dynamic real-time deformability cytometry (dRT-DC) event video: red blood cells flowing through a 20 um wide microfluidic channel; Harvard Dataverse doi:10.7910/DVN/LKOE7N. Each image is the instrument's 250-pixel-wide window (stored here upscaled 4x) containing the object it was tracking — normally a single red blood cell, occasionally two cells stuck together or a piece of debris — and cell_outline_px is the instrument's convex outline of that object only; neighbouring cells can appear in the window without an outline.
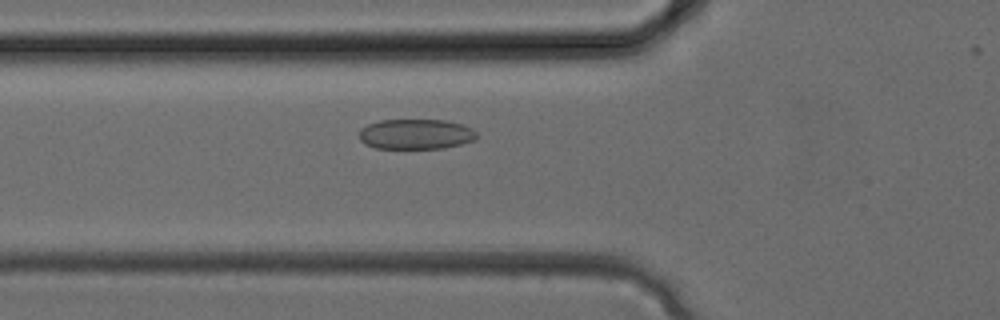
{"species": "common noctule bat (a hibernating species)", "species_latin": "Nyctalus noctula", "temperature_condition": "cold", "stored_images_in_passage": 21, "camera_frame_rate_fps": 3000, "um_per_image_px": 0.085, "animal": {"sex": "female", "body_mass_g": 24.6, "forearm_length_mm": 56.2}, "frame": {"image": 1, "passage_image": 3, "time_ms": 0.667, "image_size_px": [1000, 320], "cell_outline_px": [[476, 140], [444, 148], [376, 148], [364, 144], [360, 140], [360, 128], [368, 124], [380, 120], [444, 120], [464, 124], [472, 128], [476, 132]], "centroid_in_image_um": [35.35, 11.4], "position_along_channel_um": 90.4, "area_um2": 20.75}}
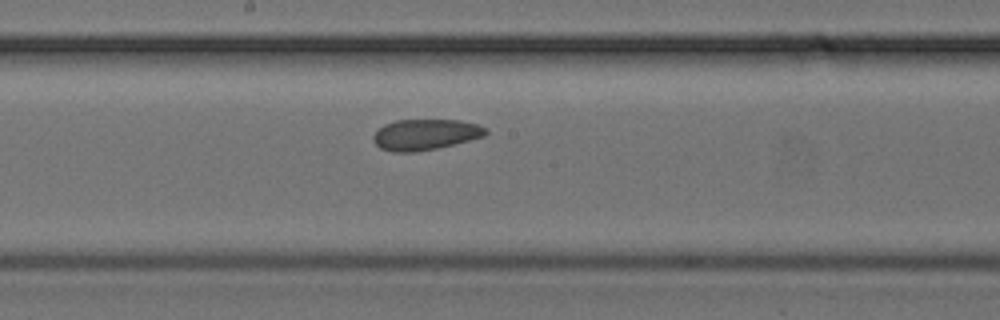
{"frame": {"image": 2, "passage_image": 9, "time_ms": 2.667, "image_size_px": [1000, 320], "cell_outline_px": [[488, 132], [484, 136], [436, 148], [416, 152], [392, 152], [380, 148], [372, 140], [372, 136], [384, 124], [396, 120], [460, 120], [476, 124], [488, 128]], "centroid_in_image_um": [36.13, 11.43], "position_along_channel_um": 212.1, "area_um2": 20.11}}
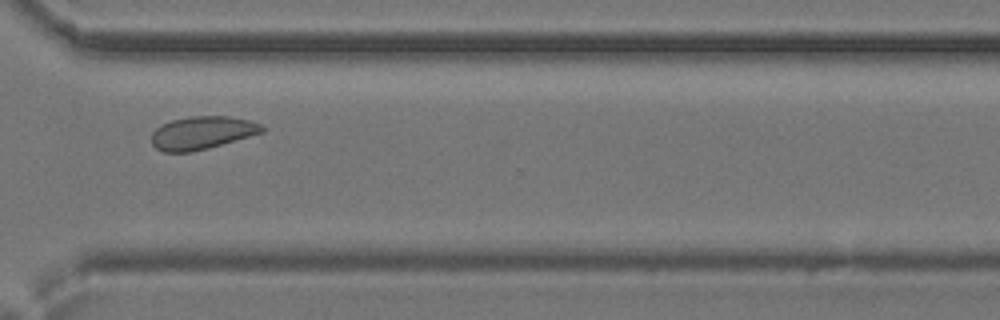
{"frame": {"image": 3, "passage_image": 16, "time_ms": 5.0, "image_size_px": [1000, 320], "cell_outline_px": [[264, 132], [208, 148], [192, 152], [164, 152], [156, 148], [152, 144], [152, 132], [156, 128], [172, 120], [192, 116], [228, 116], [248, 120], [260, 124], [264, 128]], "centroid_in_image_um": [17.17, 11.29], "position_along_channel_um": 353.4, "area_um2": 21.04}}